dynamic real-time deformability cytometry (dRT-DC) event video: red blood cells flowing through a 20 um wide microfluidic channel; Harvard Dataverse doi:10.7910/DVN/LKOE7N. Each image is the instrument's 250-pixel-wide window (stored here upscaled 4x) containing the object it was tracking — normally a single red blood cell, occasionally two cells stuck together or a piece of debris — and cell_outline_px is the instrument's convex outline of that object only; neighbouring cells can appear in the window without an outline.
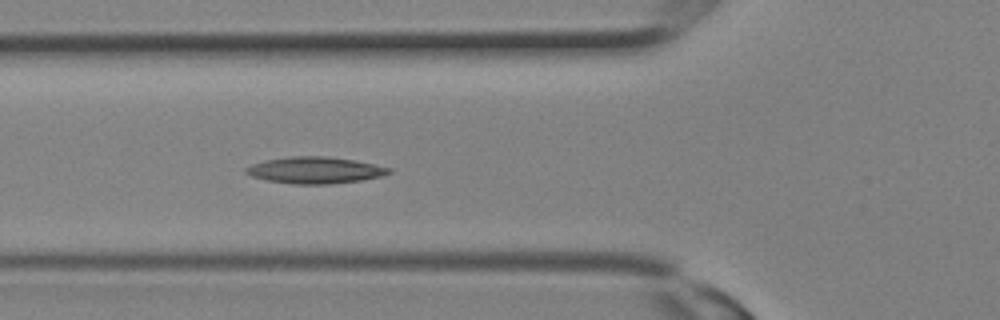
{"species": "Egyptian fruit bat (a non-hibernating species)", "species_latin": "Rousettus aegyptiacus", "temperature_condition": "room temperature", "stored_images_in_passage": 11, "camera_frame_rate_fps": 3000, "um_per_image_px": 0.085, "animal": {"sex": "female"}, "frame": {"image": 1, "passage_image": 11, "time_ms": 3.333, "image_size_px": [1000, 320], "cell_outline_px": [[392, 172], [380, 176], [360, 180], [328, 184], [292, 184], [268, 180], [252, 176], [244, 172], [244, 168], [252, 164], [264, 160], [292, 156], [328, 156], [352, 160], [392, 168]], "centroid_in_image_um": [26.74, 14.46], "position_along_channel_um": 99.1, "area_um2": 21.96}}